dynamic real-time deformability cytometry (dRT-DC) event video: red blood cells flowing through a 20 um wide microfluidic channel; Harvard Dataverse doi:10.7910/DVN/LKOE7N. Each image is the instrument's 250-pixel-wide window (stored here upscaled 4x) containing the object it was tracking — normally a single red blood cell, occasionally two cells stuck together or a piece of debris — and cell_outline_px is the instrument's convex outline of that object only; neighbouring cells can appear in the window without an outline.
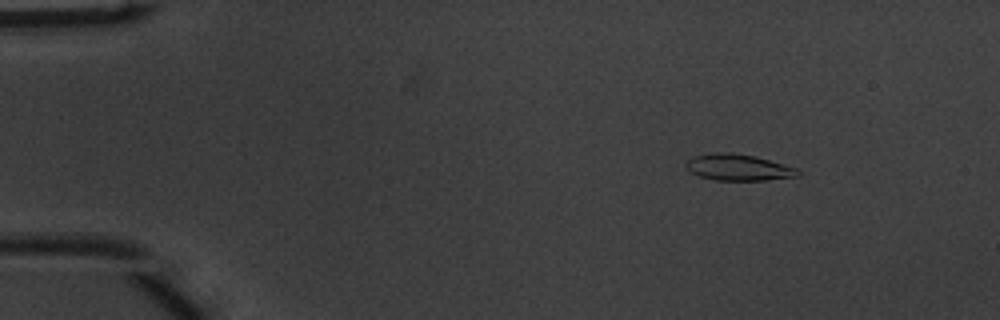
{"species": "common noctule bat (a hibernating species)", "species_latin": "Nyctalus noctula", "temperature_condition": "warm", "stored_images_in_passage": 44, "camera_frame_rate_fps": 3000, "um_per_image_px": 0.085, "animal": {"sex": "male", "body_mass_g": 20.1, "forearm_length_mm": 53.5}, "frame": {"image": 1, "passage_image": 1, "time_ms": 0.0, "image_size_px": [1000, 320], "cell_outline_px": [[800, 176], [768, 180], [716, 180], [700, 176], [692, 172], [684, 164], [688, 160], [696, 156], [712, 152], [728, 152], [756, 156], [796, 168], [800, 172]], "centroid_in_image_um": [62.78, 14.23], "position_along_channel_um": 22.2, "area_um2": 17.05}}
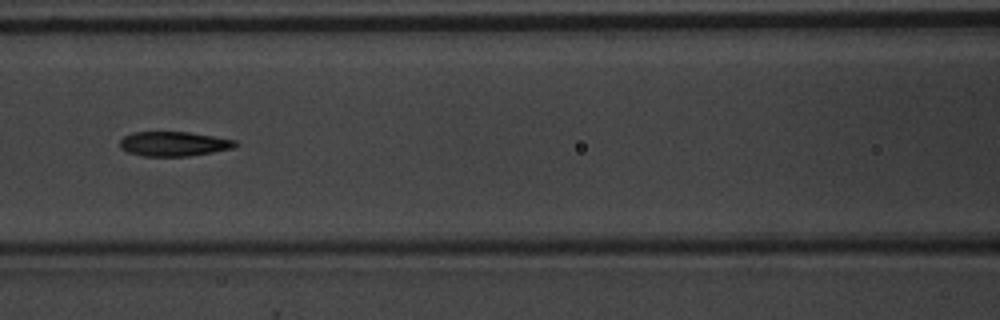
{"frame": {"image": 2, "passage_image": 17, "time_ms": 5.333, "image_size_px": [1000, 320], "cell_outline_px": [[236, 144], [232, 148], [212, 152], [188, 156], [144, 156], [128, 152], [120, 148], [120, 140], [124, 136], [132, 132], [188, 132], [236, 140]], "centroid_in_image_um": [14.73, 12.22], "position_along_channel_um": 151.9, "area_um2": 16.36}}
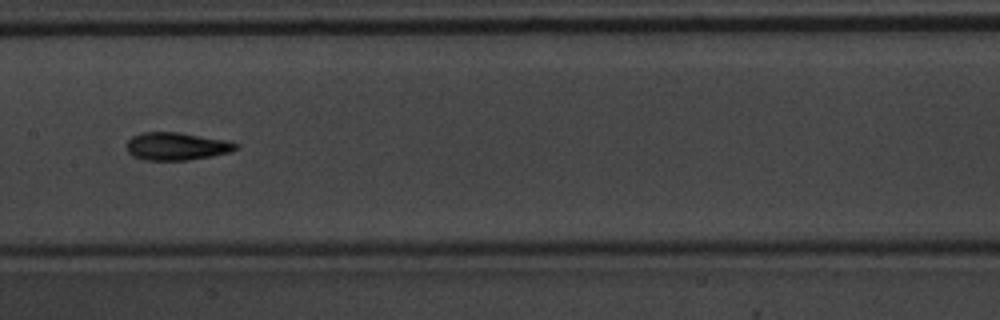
{"frame": {"image": 3, "passage_image": 20, "time_ms": 6.333, "image_size_px": [1000, 320], "cell_outline_px": [[240, 148], [228, 152], [212, 156], [188, 160], [144, 160], [132, 156], [128, 152], [128, 140], [132, 136], [144, 132], [180, 132], [228, 140], [240, 144]], "centroid_in_image_um": [15.05, 12.43], "position_along_channel_um": 192.3, "area_um2": 17.8}, "authors_computed_cell_mechanics": {"area_um2": 16.9354, "velocity_mm_per_s": 4.0446, "shape_relaxation_time_tau1_ms": 3.6281, "shape_relaxation_time_tau2_ms": 2.7315, "deformation_change_tau1": 0.1514, "deformation_change_tau2": 0.1063}}